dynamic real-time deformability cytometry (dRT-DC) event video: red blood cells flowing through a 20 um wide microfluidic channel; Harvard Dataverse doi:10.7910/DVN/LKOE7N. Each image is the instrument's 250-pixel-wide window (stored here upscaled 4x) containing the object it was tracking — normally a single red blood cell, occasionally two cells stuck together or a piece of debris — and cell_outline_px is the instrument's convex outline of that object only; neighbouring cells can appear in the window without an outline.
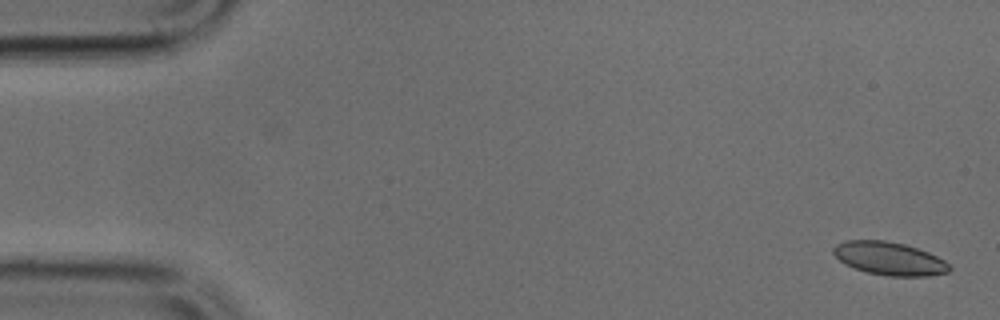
{"species": "common noctule bat (a hibernating species)", "species_latin": "Nyctalus noctula", "temperature_condition": "cold", "stored_images_in_passage": 50, "camera_frame_rate_fps": 3000, "um_per_image_px": 0.085, "animal": {"sex": "male", "body_mass_g": 17.9, "forearm_length_mm": 54.2}, "frame": {"image": 1, "passage_image": 2, "time_ms": 0.333, "image_size_px": [1000, 320], "cell_outline_px": [[952, 268], [948, 272], [928, 276], [888, 276], [868, 272], [852, 268], [844, 264], [832, 252], [832, 248], [836, 244], [844, 240], [884, 240], [904, 244], [928, 252], [944, 260]], "centroid_in_image_um": [75.56, 21.97], "position_along_channel_um": 9.4, "area_um2": 22.43}}
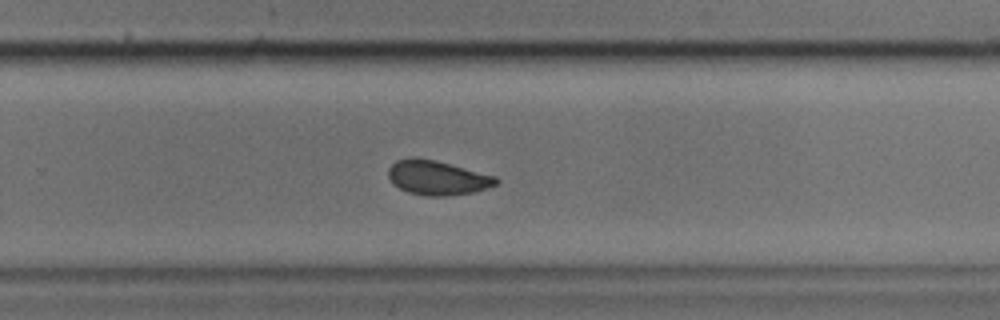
{"frame": {"image": 2, "passage_image": 32, "time_ms": 10.333, "image_size_px": [1000, 320], "cell_outline_px": [[500, 184], [472, 192], [448, 196], [424, 196], [408, 192], [392, 184], [388, 176], [388, 168], [396, 160], [412, 156], [416, 156], [436, 160], [496, 176], [500, 180]], "centroid_in_image_um": [37.16, 15.09], "position_along_channel_um": 292.6, "area_um2": 21.96}}
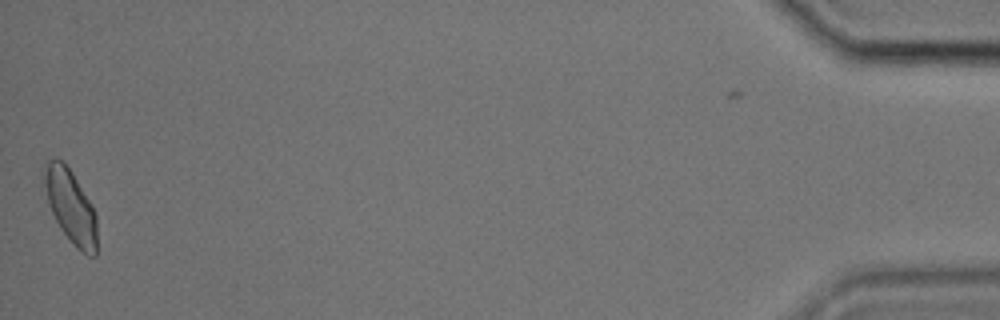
{"frame": {"image": 3, "passage_image": 49, "time_ms": 16.0, "image_size_px": [1000, 320], "cell_outline_px": [[96, 256], [88, 256], [76, 248], [60, 228], [48, 204], [44, 184], [44, 164], [48, 160], [64, 160], [72, 172], [88, 200], [96, 216]], "centroid_in_image_um": [5.99, 17.55], "position_along_channel_um": 429.2, "area_um2": 22.2}}